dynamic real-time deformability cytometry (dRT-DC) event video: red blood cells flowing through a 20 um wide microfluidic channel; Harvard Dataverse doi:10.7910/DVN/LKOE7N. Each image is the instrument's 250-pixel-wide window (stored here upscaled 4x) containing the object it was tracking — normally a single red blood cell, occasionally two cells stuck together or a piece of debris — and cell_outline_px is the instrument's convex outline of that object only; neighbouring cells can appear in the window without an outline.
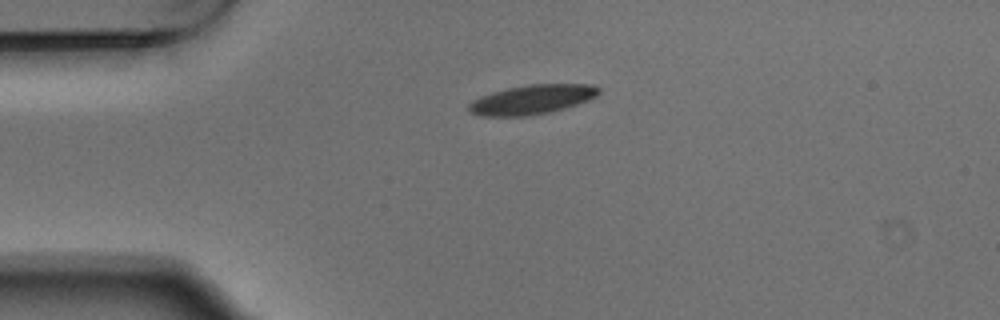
{"species": "Egyptian fruit bat (a non-hibernating species)", "species_latin": "Rousettus aegyptiacus", "temperature_condition": "warm", "stored_images_in_passage": 4, "camera_frame_rate_fps": 3000, "um_per_image_px": 0.085, "animal": {"sex": "male"}, "frame": {"image": 1, "passage_image": 1, "time_ms": 0.0, "image_size_px": [1000, 320], "cell_outline_px": [[600, 92], [596, 96], [588, 100], [564, 108], [548, 112], [528, 116], [480, 116], [468, 112], [468, 104], [472, 100], [480, 96], [492, 92], [508, 88], [532, 84], [592, 84], [600, 88]], "centroid_in_image_um": [45.19, 8.46], "position_along_channel_um": 39.8, "area_um2": 22.25}}
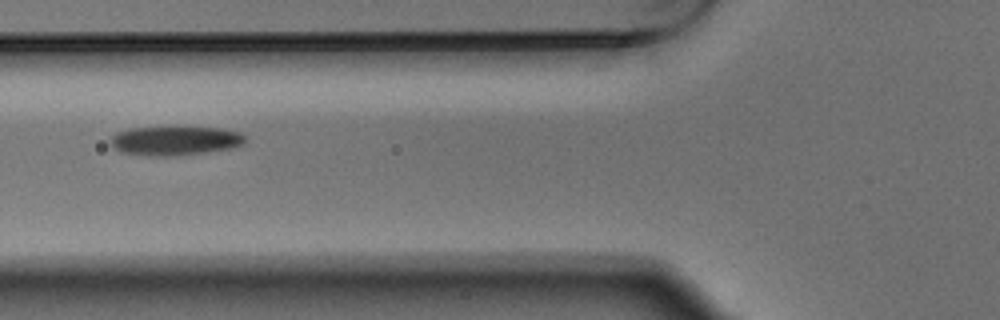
{"frame": {"image": 2, "passage_image": 3, "time_ms": 0.667, "image_size_px": [1000, 320], "cell_outline_px": [[244, 144], [232, 148], [204, 152], [168, 156], [164, 156], [120, 152], [112, 148], [108, 140], [116, 132], [128, 128], [220, 128], [240, 132], [244, 136]], "centroid_in_image_um": [14.83, 11.96], "position_along_channel_um": 111.0, "area_um2": 22.48}}
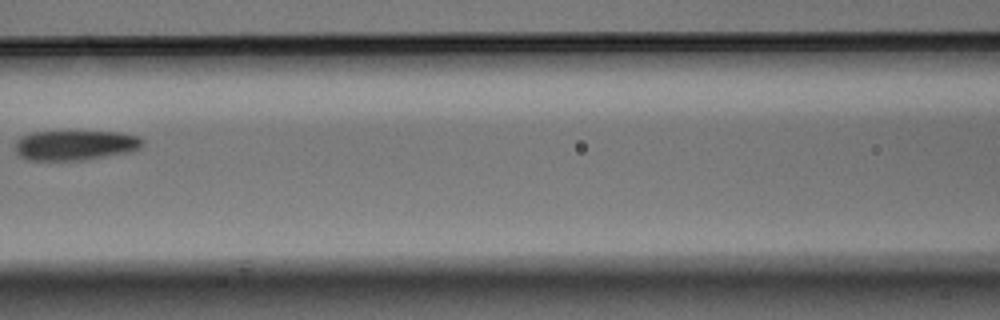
{"frame": {"image": 3, "passage_image": 4, "time_ms": 1.0, "image_size_px": [1000, 320], "cell_outline_px": [[144, 144], [140, 148], [128, 152], [84, 160], [28, 160], [20, 156], [16, 152], [16, 140], [20, 136], [32, 132], [120, 132], [140, 136], [144, 140]], "centroid_in_image_um": [6.41, 12.34], "position_along_channel_um": 160.2, "area_um2": 22.25}}